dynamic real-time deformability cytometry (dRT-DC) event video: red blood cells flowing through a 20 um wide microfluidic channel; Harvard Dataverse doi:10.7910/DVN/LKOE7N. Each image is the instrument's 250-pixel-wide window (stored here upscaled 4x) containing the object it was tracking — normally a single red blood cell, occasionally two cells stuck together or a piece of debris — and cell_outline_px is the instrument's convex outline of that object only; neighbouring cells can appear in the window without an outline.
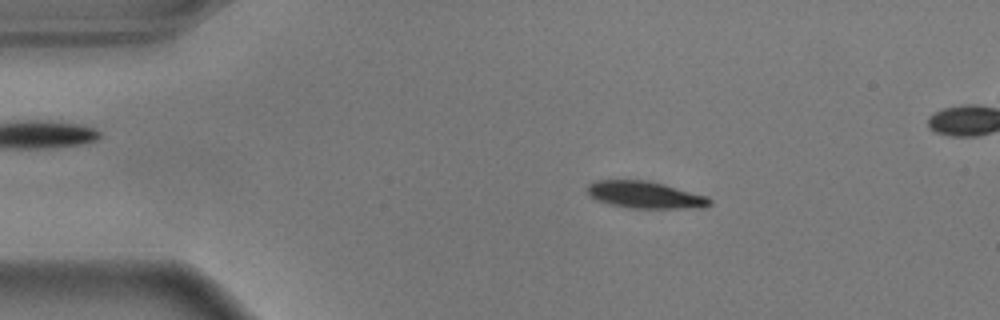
{"species": "common noctule bat (a hibernating species)", "species_latin": "Nyctalus noctula", "temperature_condition": "warm", "stored_images_in_passage": 55, "camera_frame_rate_fps": 3000, "um_per_image_px": 0.085, "animal": {"sex": "male", "body_mass_g": 17.9}, "frame": {"image": 1, "passage_image": 9, "time_ms": 2.667, "image_size_px": [1000, 320], "cell_outline_px": [[712, 204], [704, 208], [632, 208], [612, 204], [596, 200], [588, 196], [588, 184], [596, 180], [648, 180], [664, 184], [708, 196], [712, 200]], "centroid_in_image_um": [54.87, 16.56], "position_along_channel_um": 30.1, "area_um2": 19.36}}
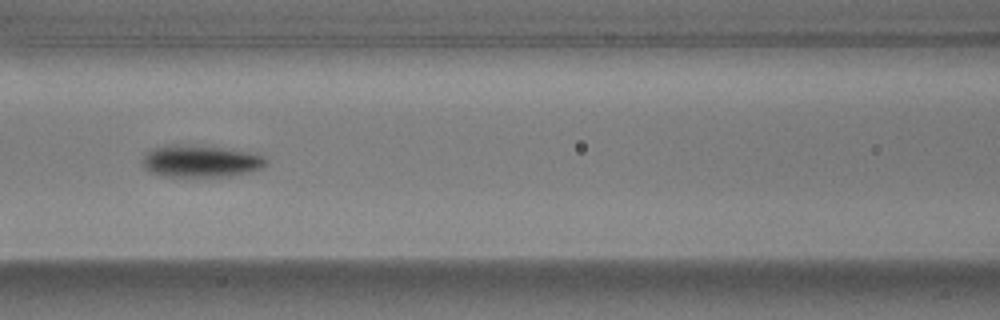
{"frame": {"image": 2, "passage_image": 23, "time_ms": 7.333, "image_size_px": [1000, 320], "cell_outline_px": [[268, 164], [252, 172], [232, 176], [160, 176], [148, 172], [144, 168], [140, 160], [152, 148], [220, 148], [248, 152], [264, 156], [268, 160]], "centroid_in_image_um": [17.1, 13.77], "position_along_channel_um": 149.5, "area_um2": 22.08}}
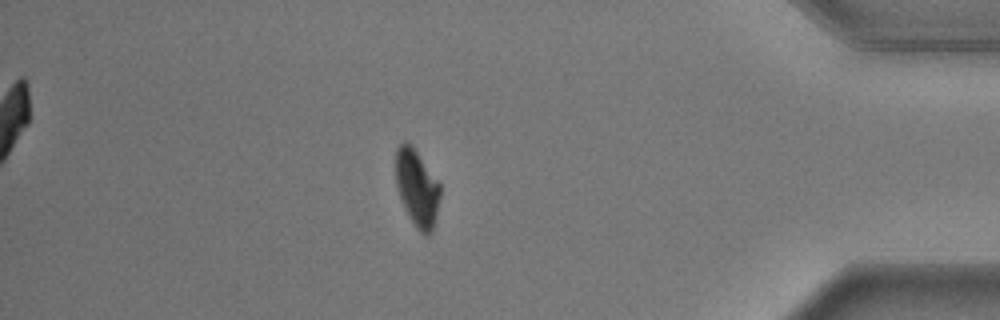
{"frame": {"image": 3, "passage_image": 47, "time_ms": 15.333, "image_size_px": [1000, 320], "cell_outline_px": [[440, 196], [432, 232], [428, 236], [424, 236], [416, 228], [404, 208], [396, 188], [396, 148], [404, 140], [408, 140], [412, 144], [440, 184]], "centroid_in_image_um": [35.43, 15.96], "position_along_channel_um": 399.8, "area_um2": 20.06}, "authors_computed_cell_mechanics": {"area_um2": 21.097, "velocity_mm_per_s": 3.6131, "shape_relaxation_time_tau1_ms": 1.9125, "shape_relaxation_time_tau2_ms": 1.2568, "deformation_change_tau1": 0.1496, "deformation_change_tau2": 0.0529}}